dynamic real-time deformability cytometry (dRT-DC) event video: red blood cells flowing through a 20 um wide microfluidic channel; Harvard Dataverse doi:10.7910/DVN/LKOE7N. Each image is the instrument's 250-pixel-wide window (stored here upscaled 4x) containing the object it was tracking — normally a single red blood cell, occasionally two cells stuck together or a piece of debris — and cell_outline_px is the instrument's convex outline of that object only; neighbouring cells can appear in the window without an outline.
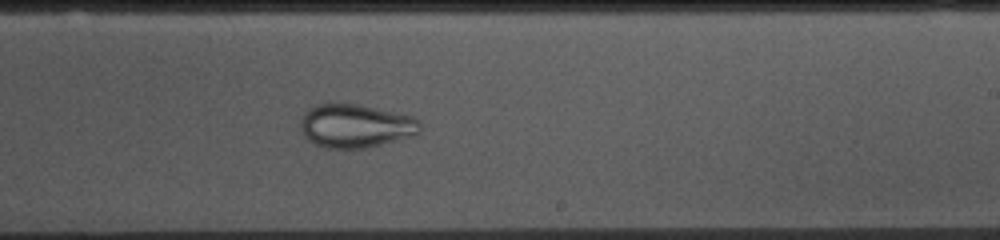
{"species": "common noctule bat (a hibernating species)", "species_latin": "Nyctalus noctula", "temperature_condition": "cold", "stored_images_in_passage": 53, "camera_frame_rate_fps": 3000, "um_per_image_px": 0.085, "animal": {"sex": "female", "body_mass_g": 10.0, "forearm_length_mm": 53.1}, "frame": {"image": 1, "passage_image": 31, "time_ms": 10.0, "image_size_px": [1000, 240], "cell_outline_px": [[420, 128], [416, 132], [408, 136], [380, 144], [364, 148], [324, 148], [308, 140], [304, 136], [300, 128], [300, 116], [308, 108], [316, 104], [332, 100], [356, 104], [412, 116], [420, 120]], "centroid_in_image_um": [30.1, 10.66], "position_along_channel_um": 258.9, "area_um2": 30.52}}
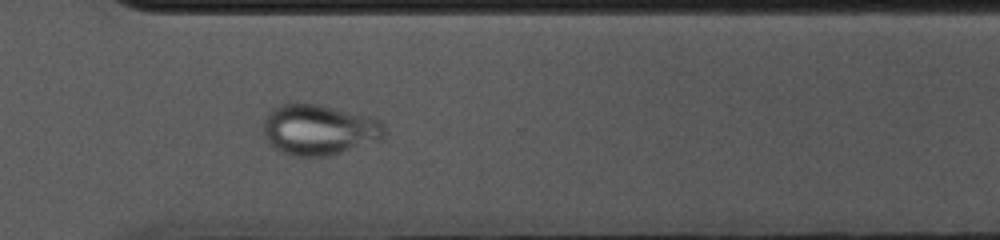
{"frame": {"image": 2, "passage_image": 38, "time_ms": 12.333, "image_size_px": [1000, 240], "cell_outline_px": [[384, 136], [380, 140], [328, 156], [296, 156], [284, 152], [276, 148], [264, 136], [264, 120], [268, 112], [272, 108], [280, 104], [316, 104], [384, 120]], "centroid_in_image_um": [27.13, 11.02], "position_along_channel_um": 343.5, "area_um2": 35.26}}
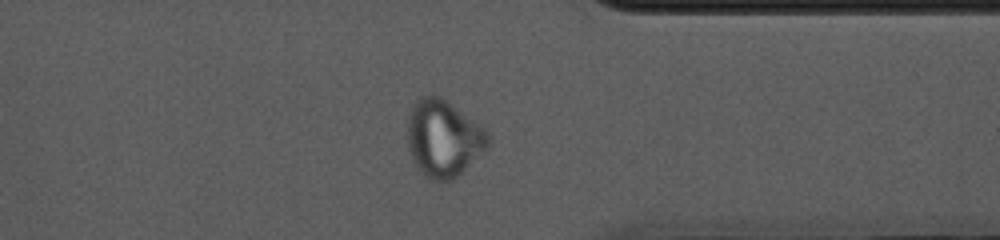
{"frame": {"image": 3, "passage_image": 41, "time_ms": 13.333, "image_size_px": [1000, 240], "cell_outline_px": [[488, 148], [452, 180], [440, 184], [424, 176], [416, 168], [412, 160], [408, 148], [408, 116], [412, 104], [420, 96], [440, 96], [448, 100], [488, 128]], "centroid_in_image_um": [37.7, 11.76], "position_along_channel_um": 373.7, "area_um2": 36.93}}